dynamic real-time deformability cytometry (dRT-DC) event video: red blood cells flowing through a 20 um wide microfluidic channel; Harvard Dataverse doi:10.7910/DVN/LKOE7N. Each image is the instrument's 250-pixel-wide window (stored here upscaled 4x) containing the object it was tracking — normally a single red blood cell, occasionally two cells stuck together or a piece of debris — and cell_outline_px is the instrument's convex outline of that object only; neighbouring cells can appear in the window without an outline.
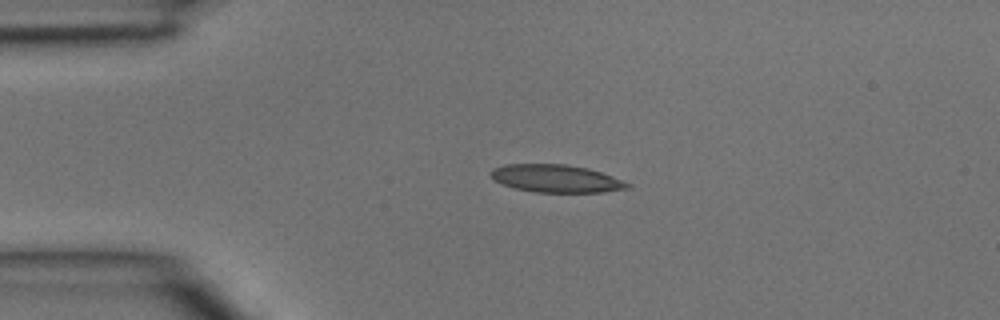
{"species": "common noctule bat (a hibernating species)", "species_latin": "Nyctalus noctula", "temperature_condition": "room temperature", "stored_images_in_passage": 3, "camera_frame_rate_fps": 3000, "um_per_image_px": 0.085, "animal": {"sex": "male", "body_mass_g": 15.6}, "frame": {"image": 1, "passage_image": 1, "time_ms": 0.0, "image_size_px": [1000, 320], "cell_outline_px": [[632, 188], [604, 192], [536, 192], [516, 188], [492, 180], [488, 172], [492, 168], [504, 164], [564, 164], [588, 168], [612, 176], [632, 184]], "centroid_in_image_um": [47.26, 15.17], "position_along_channel_um": 37.7, "area_um2": 22.2}}
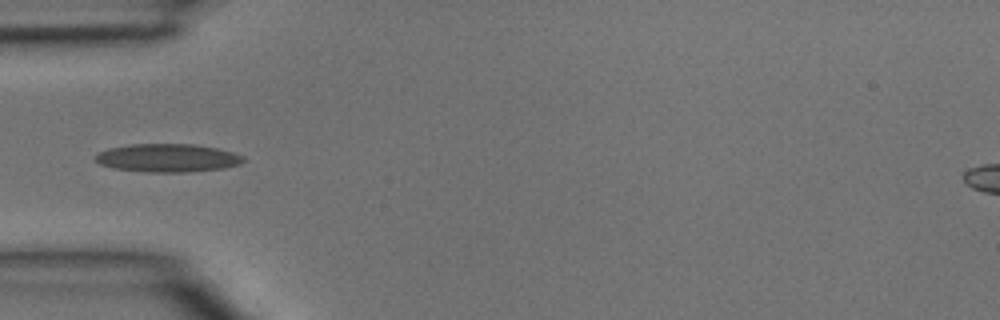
{"frame": {"image": 2, "passage_image": 2, "time_ms": 0.333, "image_size_px": [1000, 320], "cell_outline_px": [[244, 160], [240, 164], [224, 168], [188, 172], [148, 172], [112, 168], [100, 164], [96, 160], [96, 156], [100, 152], [108, 148], [132, 144], [192, 144], [216, 148], [232, 152], [244, 156]], "centroid_in_image_um": [14.25, 13.43], "position_along_channel_um": 70.7, "area_um2": 24.22}}